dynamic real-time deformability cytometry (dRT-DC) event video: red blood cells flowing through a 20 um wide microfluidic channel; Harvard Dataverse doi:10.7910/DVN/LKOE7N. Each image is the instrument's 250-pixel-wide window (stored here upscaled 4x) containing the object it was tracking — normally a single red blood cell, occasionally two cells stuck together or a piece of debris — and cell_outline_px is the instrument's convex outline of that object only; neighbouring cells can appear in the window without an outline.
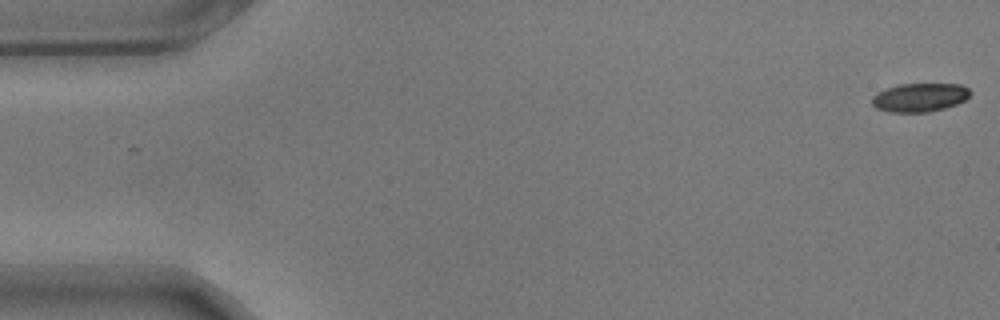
{"species": "common noctule bat (a hibernating species)", "species_latin": "Nyctalus noctula", "temperature_condition": "warm", "stored_images_in_passage": 57, "camera_frame_rate_fps": 3000, "um_per_image_px": 0.085, "animal": {"sex": "male", "body_mass_g": 17.9}, "frame": {"image": 1, "passage_image": 1, "time_ms": 0.0, "image_size_px": [1000, 320], "cell_outline_px": [[972, 92], [964, 100], [956, 104], [944, 108], [928, 112], [888, 112], [876, 108], [872, 104], [872, 96], [876, 92], [900, 84], [960, 84], [968, 88]], "centroid_in_image_um": [78.16, 8.28], "position_along_channel_um": 6.8, "area_um2": 16.36}}
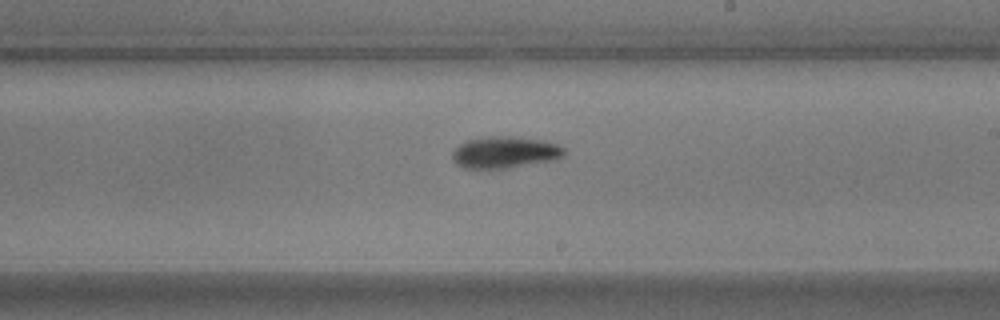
{"frame": {"image": 2, "passage_image": 33, "time_ms": 10.667, "image_size_px": [1000, 320], "cell_outline_px": [[564, 156], [556, 160], [508, 168], [464, 168], [456, 164], [452, 160], [452, 152], [460, 144], [468, 140], [492, 136], [516, 136], [544, 140], [556, 144], [564, 148]], "centroid_in_image_um": [42.94, 12.95], "position_along_channel_um": 246.1, "area_um2": 20.75}}
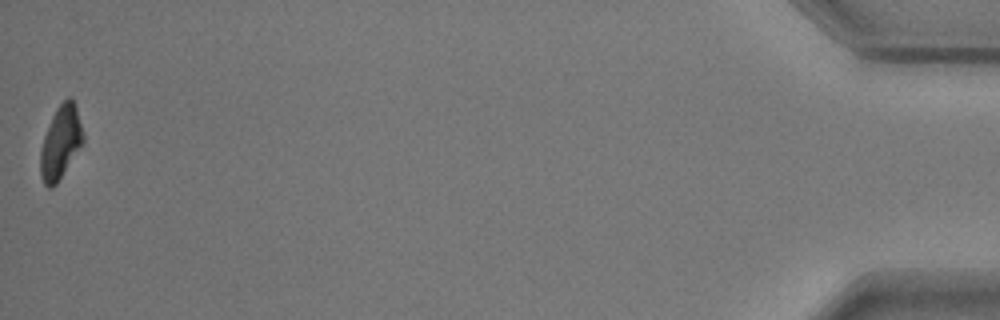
{"frame": {"image": 3, "passage_image": 57, "time_ms": 18.667, "image_size_px": [1000, 320], "cell_outline_px": [[84, 144], [56, 184], [52, 188], [48, 188], [44, 184], [40, 176], [40, 152], [44, 136], [52, 116], [56, 108], [68, 96], [72, 96], [76, 108], [84, 136]], "centroid_in_image_um": [5.16, 12.12], "position_along_channel_um": 430.0, "area_um2": 18.26}, "authors_computed_cell_mechanics": {"area_um2": 19.2474, "velocity_mm_per_s": 3.5256, "shape_relaxation_time_tau1_ms": 3.3587, "shape_relaxation_time_tau2_ms": 11.282, "deformation_change_tau1": 0.1619, "deformation_change_tau2": 0.1542}}